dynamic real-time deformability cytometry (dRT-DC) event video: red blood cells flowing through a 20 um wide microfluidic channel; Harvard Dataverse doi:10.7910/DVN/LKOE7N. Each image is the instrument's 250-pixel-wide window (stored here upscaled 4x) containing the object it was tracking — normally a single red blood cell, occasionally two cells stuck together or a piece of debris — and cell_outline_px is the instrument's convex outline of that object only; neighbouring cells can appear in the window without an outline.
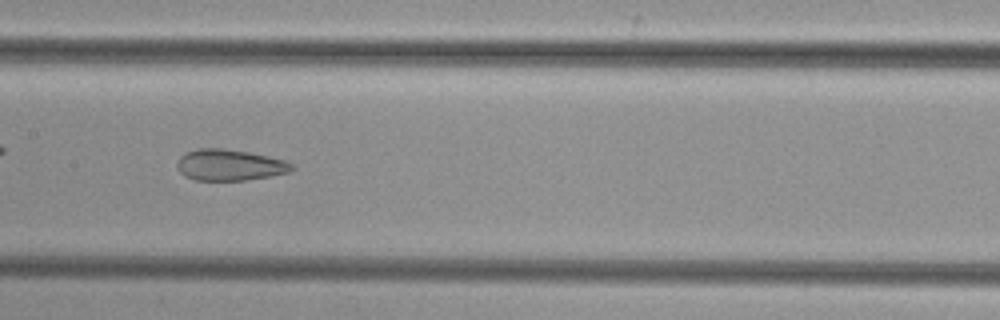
{"species": "common noctule bat (a hibernating species)", "species_latin": "Nyctalus noctula", "temperature_condition": "cold", "stored_images_in_passage": 38, "camera_frame_rate_fps": 3000, "um_per_image_px": 0.085, "animal": {"sex": "female", "body_mass_g": 29.2, "forearm_length_mm": 56.3}, "frame": {"image": 1, "passage_image": 12, "time_ms": 3.667, "image_size_px": [1000, 320], "cell_outline_px": [[292, 168], [288, 172], [272, 176], [248, 180], [196, 180], [184, 176], [180, 172], [176, 164], [180, 156], [184, 152], [200, 148], [224, 148], [248, 152], [268, 156], [284, 160], [292, 164]], "centroid_in_image_um": [19.48, 14.02], "position_along_channel_um": 187.9, "area_um2": 20.87}}